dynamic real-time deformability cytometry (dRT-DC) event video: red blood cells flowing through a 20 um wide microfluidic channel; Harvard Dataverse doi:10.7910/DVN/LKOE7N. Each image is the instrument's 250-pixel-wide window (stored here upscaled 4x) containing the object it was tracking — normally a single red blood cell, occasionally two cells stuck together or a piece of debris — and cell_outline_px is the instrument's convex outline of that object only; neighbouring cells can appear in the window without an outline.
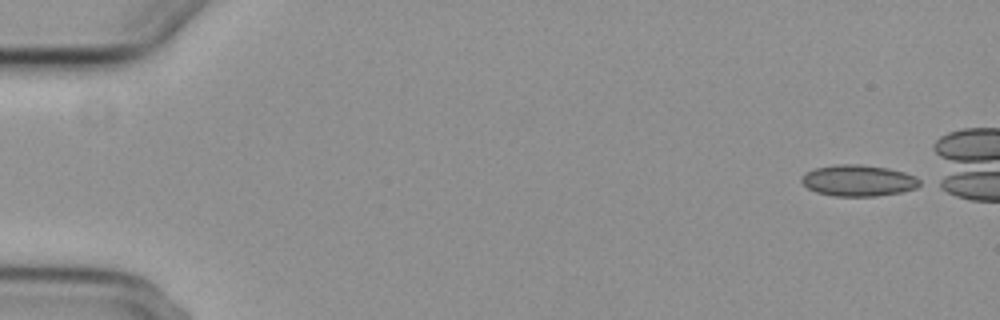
{"species": "common noctule bat (a hibernating species)", "species_latin": "Nyctalus noctula", "temperature_condition": "cold", "stored_images_in_passage": 5, "camera_frame_rate_fps": 3000, "um_per_image_px": 0.085, "animal": {"sex": "female", "body_mass_g": 29.2, "forearm_length_mm": 56.3}, "frame": {"image": 1, "passage_image": 1, "time_ms": 0.0, "image_size_px": [1000, 320], "cell_outline_px": [[924, 184], [916, 188], [900, 192], [876, 196], [832, 196], [816, 192], [808, 188], [800, 180], [804, 172], [816, 168], [840, 164], [856, 164], [888, 168], [904, 172], [916, 176], [924, 180]], "centroid_in_image_um": [73.0, 15.35], "position_along_channel_um": 12.0, "area_um2": 21.73}}